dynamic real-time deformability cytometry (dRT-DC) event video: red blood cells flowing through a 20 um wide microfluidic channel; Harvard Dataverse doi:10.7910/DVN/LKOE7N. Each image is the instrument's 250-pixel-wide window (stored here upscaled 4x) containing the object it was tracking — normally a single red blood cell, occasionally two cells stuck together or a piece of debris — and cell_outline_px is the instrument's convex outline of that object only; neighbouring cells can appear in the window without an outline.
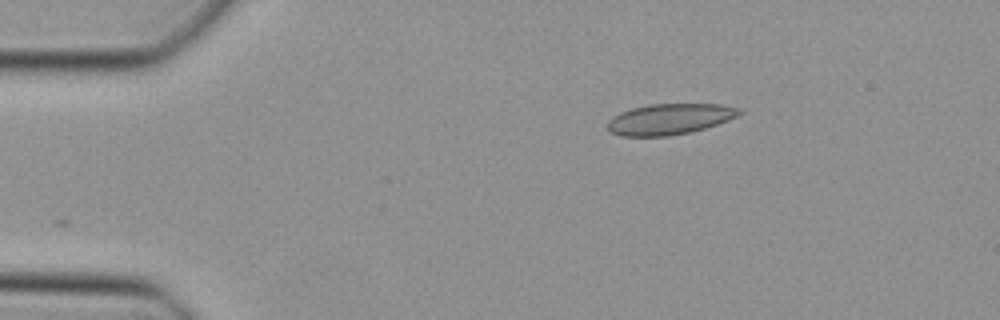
{"species": "Egyptian fruit bat (a non-hibernating species)", "species_latin": "Rousettus aegyptiacus", "temperature_condition": "cold", "stored_images_in_passage": 30, "camera_frame_rate_fps": 3000, "um_per_image_px": 0.085, "animal": {"sex": "female"}, "frame": {"image": 1, "passage_image": 1, "time_ms": 0.0, "image_size_px": [1000, 320], "cell_outline_px": [[744, 112], [728, 120], [704, 128], [688, 132], [668, 136], [620, 136], [612, 132], [608, 128], [608, 120], [612, 116], [620, 112], [632, 108], [648, 104], [720, 104], [736, 108]], "centroid_in_image_um": [56.87, 10.12], "position_along_channel_um": 28.1, "area_um2": 23.47}}
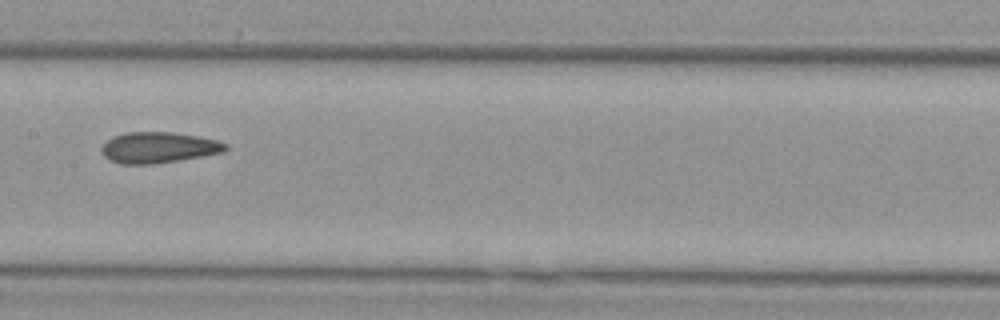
{"frame": {"image": 2, "passage_image": 17, "time_ms": 5.333, "image_size_px": [1000, 320], "cell_outline_px": [[228, 148], [224, 152], [204, 156], [156, 164], [120, 164], [108, 160], [100, 152], [100, 148], [112, 136], [124, 132], [172, 132], [200, 136], [216, 140], [228, 144]], "centroid_in_image_um": [13.46, 12.54], "position_along_channel_um": 193.9, "area_um2": 22.72}}
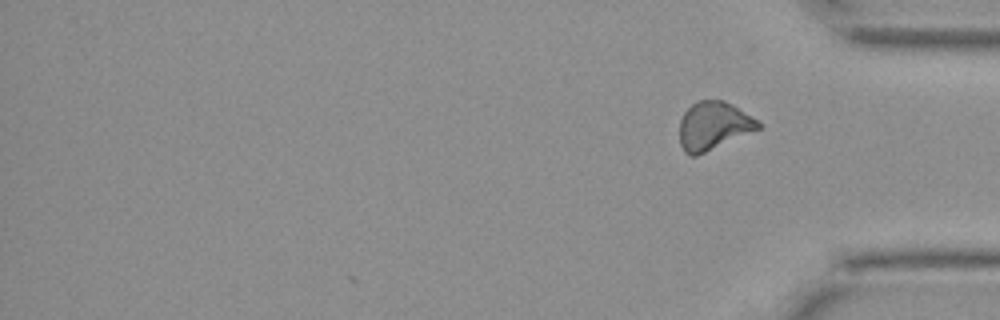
{"frame": {"image": 3, "passage_image": 30, "time_ms": 9.667, "image_size_px": [1000, 320], "cell_outline_px": [[760, 128], [696, 156], [692, 156], [684, 152], [680, 144], [680, 120], [684, 112], [692, 104], [700, 100], [724, 100], [732, 104], [756, 120], [760, 124]], "centroid_in_image_um": [60.6, 10.69], "position_along_channel_um": 374.6, "area_um2": 21.68}}